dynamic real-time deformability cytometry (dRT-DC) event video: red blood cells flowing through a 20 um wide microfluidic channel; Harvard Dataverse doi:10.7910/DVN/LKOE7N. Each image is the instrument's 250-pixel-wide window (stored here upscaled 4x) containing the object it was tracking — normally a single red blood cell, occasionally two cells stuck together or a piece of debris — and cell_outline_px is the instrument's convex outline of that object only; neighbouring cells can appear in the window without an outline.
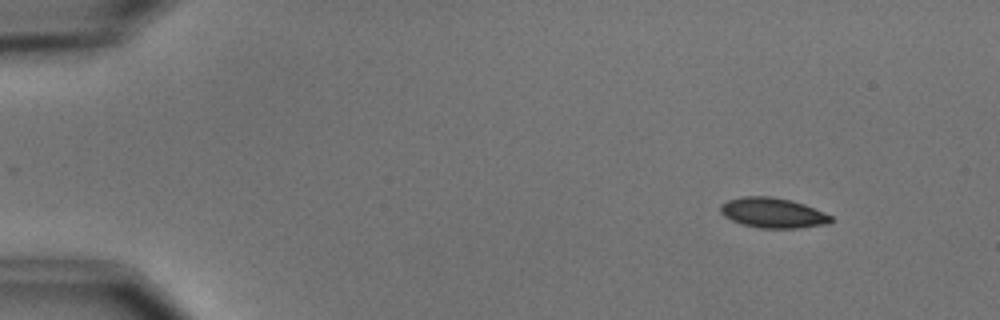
{"species": "common noctule bat (a hibernating species)", "species_latin": "Nyctalus noctula", "temperature_condition": "cold", "stored_images_in_passage": 4, "camera_frame_rate_fps": 3000, "um_per_image_px": 0.085, "animal": {"sex": "male", "body_mass_g": 15.6}, "frame": {"image": 1, "passage_image": 1, "time_ms": 0.0, "image_size_px": [1000, 320], "cell_outline_px": [[832, 220], [828, 224], [796, 228], [760, 228], [744, 224], [732, 220], [724, 216], [720, 212], [720, 204], [728, 200], [744, 196], [772, 196], [792, 200], [804, 204], [832, 216]], "centroid_in_image_um": [65.68, 18.08], "position_along_channel_um": 19.3, "area_um2": 19.31}}